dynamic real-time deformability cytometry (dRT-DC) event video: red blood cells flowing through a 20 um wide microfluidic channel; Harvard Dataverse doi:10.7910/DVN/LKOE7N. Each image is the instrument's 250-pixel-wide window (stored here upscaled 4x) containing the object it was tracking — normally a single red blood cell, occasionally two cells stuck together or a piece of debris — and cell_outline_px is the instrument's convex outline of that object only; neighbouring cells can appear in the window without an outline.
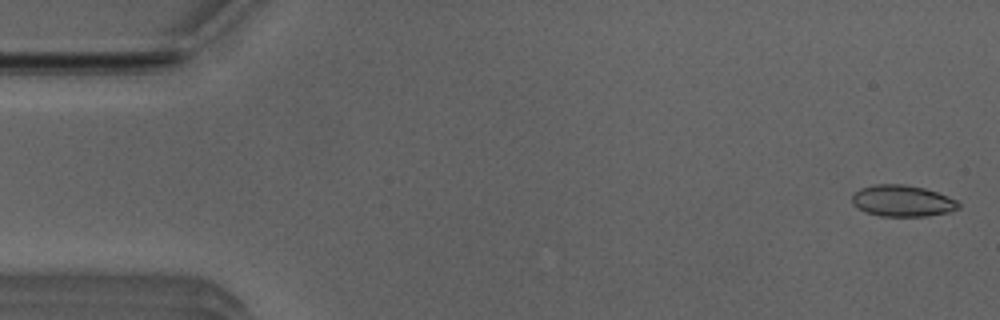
{"species": "Egyptian fruit bat (a non-hibernating species)", "species_latin": "Rousettus aegyptiacus", "temperature_condition": "room temperature", "stored_images_in_passage": 52, "camera_frame_rate_fps": 3000, "um_per_image_px": 0.085, "animal": {"sex": "male"}, "frame": {"image": 1, "passage_image": 2, "time_ms": 0.333, "image_size_px": [1000, 320], "cell_outline_px": [[960, 208], [952, 212], [924, 216], [880, 216], [864, 212], [856, 208], [852, 204], [852, 192], [860, 188], [876, 184], [904, 184], [924, 188], [948, 196], [956, 200], [960, 204]], "centroid_in_image_um": [76.67, 17.08], "position_along_channel_um": 8.3, "area_um2": 19.77}}
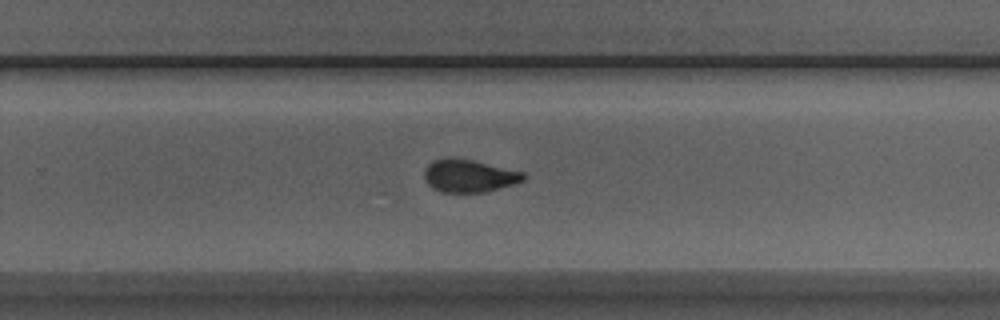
{"frame": {"image": 2, "passage_image": 33, "time_ms": 10.667, "image_size_px": [1000, 320], "cell_outline_px": [[528, 176], [524, 180], [516, 184], [484, 192], [440, 192], [432, 188], [424, 180], [424, 168], [432, 160], [472, 160], [524, 172]], "centroid_in_image_um": [39.9, 14.98], "position_along_channel_um": 289.9, "area_um2": 18.67}}
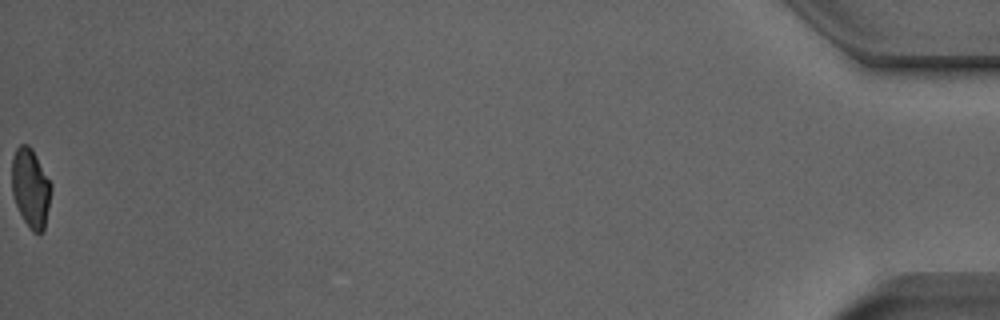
{"frame": {"image": 3, "passage_image": 52, "time_ms": 17.0, "image_size_px": [1000, 320], "cell_outline_px": [[52, 188], [44, 228], [40, 232], [32, 232], [28, 228], [16, 204], [12, 192], [12, 156], [16, 148], [20, 144], [28, 144], [32, 148], [52, 184]], "centroid_in_image_um": [2.6, 15.94], "position_along_channel_um": 432.6, "area_um2": 18.03}, "authors_computed_cell_mechanics": {"area_um2": 19.3341, "velocity_mm_per_s": 3.9798, "shape_relaxation_time_tau1_ms": 5.9903, "shape_relaxation_time_tau2_ms": 1.6712, "deformation_change_tau1": 0.1422, "deformation_change_tau2": 0.0542}}